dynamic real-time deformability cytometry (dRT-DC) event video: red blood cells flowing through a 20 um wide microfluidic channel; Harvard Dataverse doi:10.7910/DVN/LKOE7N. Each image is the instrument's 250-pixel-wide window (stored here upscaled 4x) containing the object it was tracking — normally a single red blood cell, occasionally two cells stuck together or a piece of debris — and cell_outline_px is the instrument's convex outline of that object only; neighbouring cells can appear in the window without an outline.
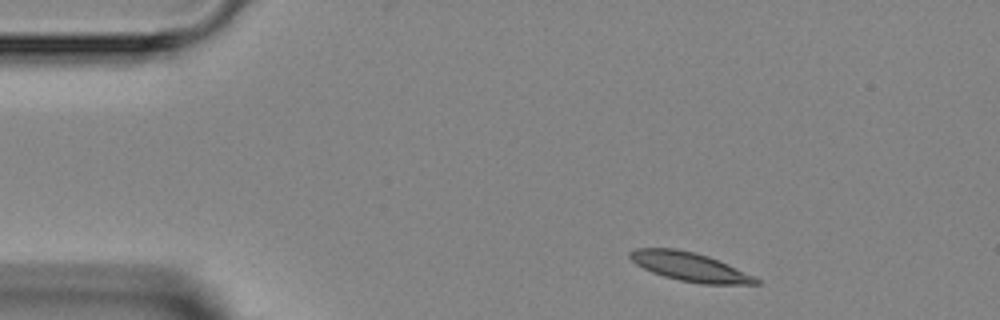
{"species": "Egyptian fruit bat (a non-hibernating species)", "species_latin": "Rousettus aegyptiacus", "temperature_condition": "room temperature", "stored_images_in_passage": 3, "camera_frame_rate_fps": 3000, "um_per_image_px": 0.085, "animal": {"sex": "female"}, "frame": {"image": 1, "passage_image": 1, "time_ms": 0.0, "image_size_px": [1000, 320], "cell_outline_px": [[760, 284], [700, 284], [680, 280], [664, 276], [652, 272], [636, 264], [628, 256], [628, 252], [636, 248], [676, 248], [696, 252], [708, 256], [728, 264], [756, 276], [760, 280]], "centroid_in_image_um": [58.65, 22.67], "position_along_channel_um": 26.3, "area_um2": 21.27}}
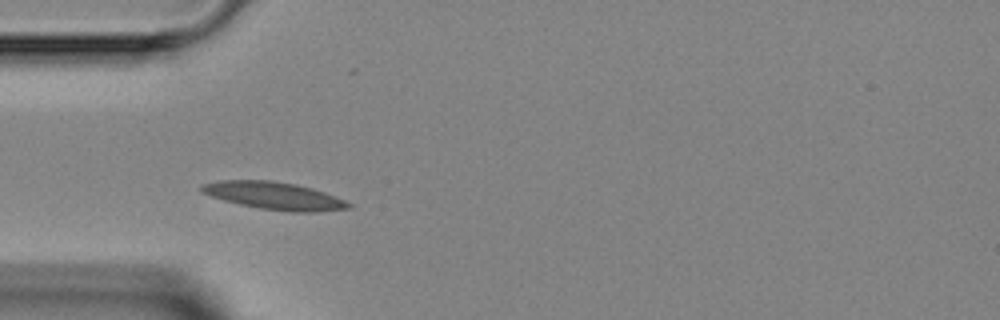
{"frame": {"image": 2, "passage_image": 3, "time_ms": 2.333, "image_size_px": [1000, 320], "cell_outline_px": [[352, 208], [316, 212], [292, 212], [260, 208], [240, 204], [224, 200], [200, 192], [200, 184], [220, 180], [272, 180], [296, 184], [312, 188], [336, 196], [352, 204]], "centroid_in_image_um": [23.31, 16.63], "position_along_channel_um": 61.7, "area_um2": 23.64}}